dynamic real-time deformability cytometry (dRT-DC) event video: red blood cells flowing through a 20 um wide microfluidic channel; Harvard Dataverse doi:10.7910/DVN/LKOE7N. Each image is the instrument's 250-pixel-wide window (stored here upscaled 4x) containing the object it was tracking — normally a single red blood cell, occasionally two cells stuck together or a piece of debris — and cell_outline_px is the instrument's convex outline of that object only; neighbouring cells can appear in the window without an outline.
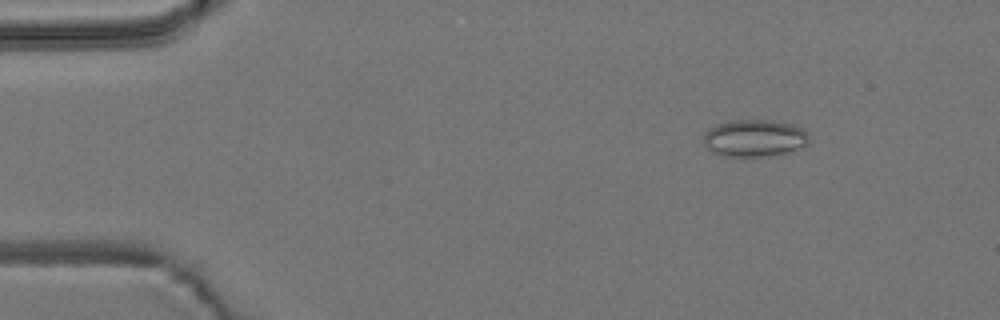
{"species": "common noctule bat (a hibernating species)", "species_latin": "Nyctalus noctula", "temperature_condition": "room temperature", "stored_images_in_passage": 54, "camera_frame_rate_fps": 3000, "um_per_image_px": 0.085, "animal": {"sex": "male", "body_mass_g": 19.2, "forearm_length_mm": 51.8}, "frame": {"image": 1, "passage_image": 7, "time_ms": 2.0, "image_size_px": [1000, 320], "cell_outline_px": [[808, 144], [792, 152], [768, 156], [720, 156], [712, 152], [704, 144], [704, 136], [708, 128], [716, 124], [732, 120], [768, 120], [792, 124], [808, 132]], "centroid_in_image_um": [64.13, 11.75], "position_along_channel_um": 20.9, "area_um2": 23.0}}
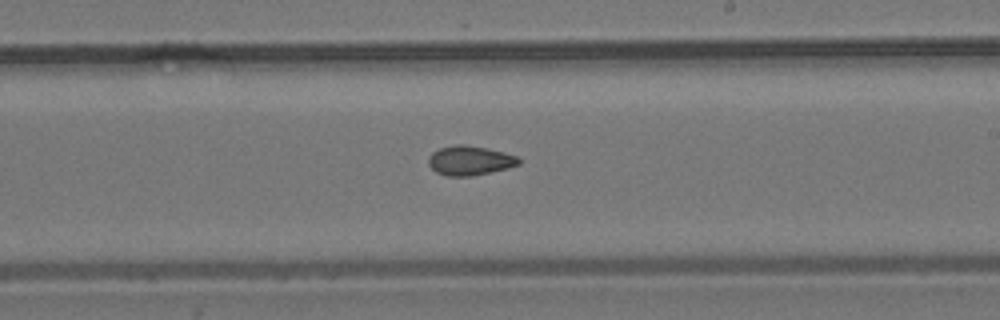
{"frame": {"image": 2, "passage_image": 32, "time_ms": 10.333, "image_size_px": [1000, 320], "cell_outline_px": [[520, 164], [508, 168], [472, 176], [448, 176], [436, 172], [428, 164], [428, 156], [432, 152], [440, 148], [456, 144], [464, 144], [488, 148], [504, 152], [516, 156], [520, 160]], "centroid_in_image_um": [39.92, 13.64], "position_along_channel_um": 249.1, "area_um2": 15.55}}
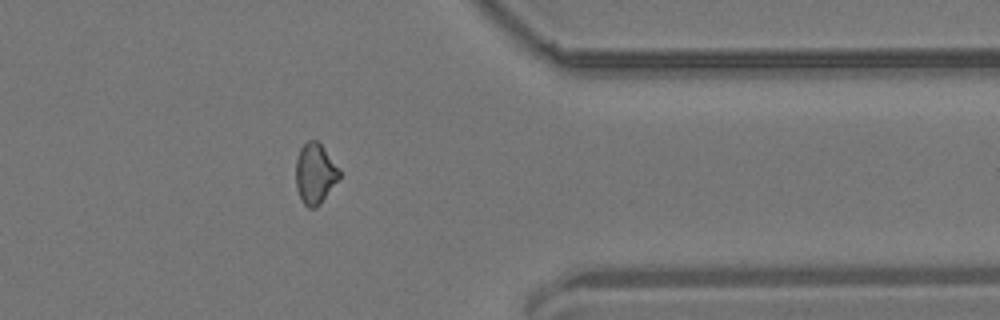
{"frame": {"image": 3, "passage_image": 44, "time_ms": 14.333, "image_size_px": [1000, 320], "cell_outline_px": [[340, 176], [320, 204], [316, 208], [308, 208], [304, 204], [296, 188], [296, 160], [300, 148], [308, 140], [316, 140], [320, 144], [340, 168]], "centroid_in_image_um": [26.77, 14.75], "position_along_channel_um": 384.6, "area_um2": 15.2}}